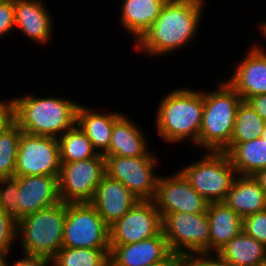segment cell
Here are the masks:
<instances>
[{
    "instance_id": "2e32d148",
    "label": "cell",
    "mask_w": 266,
    "mask_h": 266,
    "mask_svg": "<svg viewBox=\"0 0 266 266\" xmlns=\"http://www.w3.org/2000/svg\"><path fill=\"white\" fill-rule=\"evenodd\" d=\"M138 200L121 182L106 174L97 185L94 198L90 203L104 222L110 226L123 217Z\"/></svg>"
},
{
    "instance_id": "e575fe53",
    "label": "cell",
    "mask_w": 266,
    "mask_h": 266,
    "mask_svg": "<svg viewBox=\"0 0 266 266\" xmlns=\"http://www.w3.org/2000/svg\"><path fill=\"white\" fill-rule=\"evenodd\" d=\"M15 123L13 100L0 101V135Z\"/></svg>"
},
{
    "instance_id": "8fae6325",
    "label": "cell",
    "mask_w": 266,
    "mask_h": 266,
    "mask_svg": "<svg viewBox=\"0 0 266 266\" xmlns=\"http://www.w3.org/2000/svg\"><path fill=\"white\" fill-rule=\"evenodd\" d=\"M60 152L57 138L22 133L16 156L14 176L60 174Z\"/></svg>"
},
{
    "instance_id": "8992f818",
    "label": "cell",
    "mask_w": 266,
    "mask_h": 266,
    "mask_svg": "<svg viewBox=\"0 0 266 266\" xmlns=\"http://www.w3.org/2000/svg\"><path fill=\"white\" fill-rule=\"evenodd\" d=\"M202 159L179 171L209 203L223 202L237 176L226 152L206 151Z\"/></svg>"
},
{
    "instance_id": "836d02e7",
    "label": "cell",
    "mask_w": 266,
    "mask_h": 266,
    "mask_svg": "<svg viewBox=\"0 0 266 266\" xmlns=\"http://www.w3.org/2000/svg\"><path fill=\"white\" fill-rule=\"evenodd\" d=\"M214 256L207 253L189 255V266H232L224 261L218 254Z\"/></svg>"
},
{
    "instance_id": "ba28073f",
    "label": "cell",
    "mask_w": 266,
    "mask_h": 266,
    "mask_svg": "<svg viewBox=\"0 0 266 266\" xmlns=\"http://www.w3.org/2000/svg\"><path fill=\"white\" fill-rule=\"evenodd\" d=\"M63 247L110 249L109 226L90 202L67 203Z\"/></svg>"
},
{
    "instance_id": "9c48e42d",
    "label": "cell",
    "mask_w": 266,
    "mask_h": 266,
    "mask_svg": "<svg viewBox=\"0 0 266 266\" xmlns=\"http://www.w3.org/2000/svg\"><path fill=\"white\" fill-rule=\"evenodd\" d=\"M105 175L106 161L101 154L91 159L61 163L58 177L61 202H91Z\"/></svg>"
},
{
    "instance_id": "83f0119b",
    "label": "cell",
    "mask_w": 266,
    "mask_h": 266,
    "mask_svg": "<svg viewBox=\"0 0 266 266\" xmlns=\"http://www.w3.org/2000/svg\"><path fill=\"white\" fill-rule=\"evenodd\" d=\"M266 122L247 101H242L237 109L230 143L251 141L260 137Z\"/></svg>"
},
{
    "instance_id": "e0dca14e",
    "label": "cell",
    "mask_w": 266,
    "mask_h": 266,
    "mask_svg": "<svg viewBox=\"0 0 266 266\" xmlns=\"http://www.w3.org/2000/svg\"><path fill=\"white\" fill-rule=\"evenodd\" d=\"M227 82L241 96L243 101L249 98L266 94V54L249 48Z\"/></svg>"
},
{
    "instance_id": "f35d334b",
    "label": "cell",
    "mask_w": 266,
    "mask_h": 266,
    "mask_svg": "<svg viewBox=\"0 0 266 266\" xmlns=\"http://www.w3.org/2000/svg\"><path fill=\"white\" fill-rule=\"evenodd\" d=\"M253 176L258 181L260 187L264 190V194L266 195V168L259 170Z\"/></svg>"
},
{
    "instance_id": "603a6c76",
    "label": "cell",
    "mask_w": 266,
    "mask_h": 266,
    "mask_svg": "<svg viewBox=\"0 0 266 266\" xmlns=\"http://www.w3.org/2000/svg\"><path fill=\"white\" fill-rule=\"evenodd\" d=\"M167 0H122L120 24L135 39L143 36L158 18Z\"/></svg>"
},
{
    "instance_id": "b9f144b4",
    "label": "cell",
    "mask_w": 266,
    "mask_h": 266,
    "mask_svg": "<svg viewBox=\"0 0 266 266\" xmlns=\"http://www.w3.org/2000/svg\"><path fill=\"white\" fill-rule=\"evenodd\" d=\"M260 137H261L262 139L266 140V124H265V126H264V130H263V132H262V134H261Z\"/></svg>"
},
{
    "instance_id": "9a60e30c",
    "label": "cell",
    "mask_w": 266,
    "mask_h": 266,
    "mask_svg": "<svg viewBox=\"0 0 266 266\" xmlns=\"http://www.w3.org/2000/svg\"><path fill=\"white\" fill-rule=\"evenodd\" d=\"M171 253L163 231L127 245H110L109 266H150Z\"/></svg>"
},
{
    "instance_id": "7c38bea8",
    "label": "cell",
    "mask_w": 266,
    "mask_h": 266,
    "mask_svg": "<svg viewBox=\"0 0 266 266\" xmlns=\"http://www.w3.org/2000/svg\"><path fill=\"white\" fill-rule=\"evenodd\" d=\"M162 217L153 200H138L120 219L109 226V245H127L159 235Z\"/></svg>"
},
{
    "instance_id": "ffe728a7",
    "label": "cell",
    "mask_w": 266,
    "mask_h": 266,
    "mask_svg": "<svg viewBox=\"0 0 266 266\" xmlns=\"http://www.w3.org/2000/svg\"><path fill=\"white\" fill-rule=\"evenodd\" d=\"M223 203L241 218L266 209V195L252 175H237Z\"/></svg>"
},
{
    "instance_id": "7402d4cb",
    "label": "cell",
    "mask_w": 266,
    "mask_h": 266,
    "mask_svg": "<svg viewBox=\"0 0 266 266\" xmlns=\"http://www.w3.org/2000/svg\"><path fill=\"white\" fill-rule=\"evenodd\" d=\"M207 215L210 225V254L214 255L243 231L242 218L223 202L209 203Z\"/></svg>"
},
{
    "instance_id": "74e56055",
    "label": "cell",
    "mask_w": 266,
    "mask_h": 266,
    "mask_svg": "<svg viewBox=\"0 0 266 266\" xmlns=\"http://www.w3.org/2000/svg\"><path fill=\"white\" fill-rule=\"evenodd\" d=\"M247 102L266 122V94L253 96Z\"/></svg>"
},
{
    "instance_id": "f1b7e54d",
    "label": "cell",
    "mask_w": 266,
    "mask_h": 266,
    "mask_svg": "<svg viewBox=\"0 0 266 266\" xmlns=\"http://www.w3.org/2000/svg\"><path fill=\"white\" fill-rule=\"evenodd\" d=\"M23 131L14 123L0 135V178L15 175L16 156Z\"/></svg>"
},
{
    "instance_id": "d590c367",
    "label": "cell",
    "mask_w": 266,
    "mask_h": 266,
    "mask_svg": "<svg viewBox=\"0 0 266 266\" xmlns=\"http://www.w3.org/2000/svg\"><path fill=\"white\" fill-rule=\"evenodd\" d=\"M150 266H189V255L180 252H171L163 260Z\"/></svg>"
},
{
    "instance_id": "5bb4252c",
    "label": "cell",
    "mask_w": 266,
    "mask_h": 266,
    "mask_svg": "<svg viewBox=\"0 0 266 266\" xmlns=\"http://www.w3.org/2000/svg\"><path fill=\"white\" fill-rule=\"evenodd\" d=\"M19 180L17 221L59 202V176H14Z\"/></svg>"
},
{
    "instance_id": "f546056e",
    "label": "cell",
    "mask_w": 266,
    "mask_h": 266,
    "mask_svg": "<svg viewBox=\"0 0 266 266\" xmlns=\"http://www.w3.org/2000/svg\"><path fill=\"white\" fill-rule=\"evenodd\" d=\"M19 180L17 177L0 178V209L17 221Z\"/></svg>"
},
{
    "instance_id": "ac0fdd59",
    "label": "cell",
    "mask_w": 266,
    "mask_h": 266,
    "mask_svg": "<svg viewBox=\"0 0 266 266\" xmlns=\"http://www.w3.org/2000/svg\"><path fill=\"white\" fill-rule=\"evenodd\" d=\"M15 28L38 44L49 43L53 31L52 16L42 0H14Z\"/></svg>"
},
{
    "instance_id": "ab89813d",
    "label": "cell",
    "mask_w": 266,
    "mask_h": 266,
    "mask_svg": "<svg viewBox=\"0 0 266 266\" xmlns=\"http://www.w3.org/2000/svg\"><path fill=\"white\" fill-rule=\"evenodd\" d=\"M259 28H260V31H261L260 33H262V36H264V39H266V22L260 24ZM253 47L257 51L266 54V50L263 49L264 47H260L259 45H256V44H254Z\"/></svg>"
},
{
    "instance_id": "30bf717a",
    "label": "cell",
    "mask_w": 266,
    "mask_h": 266,
    "mask_svg": "<svg viewBox=\"0 0 266 266\" xmlns=\"http://www.w3.org/2000/svg\"><path fill=\"white\" fill-rule=\"evenodd\" d=\"M104 157L109 177L121 182L139 200H153L160 177L155 172V156Z\"/></svg>"
},
{
    "instance_id": "5b68a950",
    "label": "cell",
    "mask_w": 266,
    "mask_h": 266,
    "mask_svg": "<svg viewBox=\"0 0 266 266\" xmlns=\"http://www.w3.org/2000/svg\"><path fill=\"white\" fill-rule=\"evenodd\" d=\"M67 203L59 202L17 221L23 254L52 259L63 247Z\"/></svg>"
},
{
    "instance_id": "277c9868",
    "label": "cell",
    "mask_w": 266,
    "mask_h": 266,
    "mask_svg": "<svg viewBox=\"0 0 266 266\" xmlns=\"http://www.w3.org/2000/svg\"><path fill=\"white\" fill-rule=\"evenodd\" d=\"M218 84L215 91L204 93V111L196 146L205 151L225 152L230 147L237 109L243 100L227 81Z\"/></svg>"
},
{
    "instance_id": "4316f807",
    "label": "cell",
    "mask_w": 266,
    "mask_h": 266,
    "mask_svg": "<svg viewBox=\"0 0 266 266\" xmlns=\"http://www.w3.org/2000/svg\"><path fill=\"white\" fill-rule=\"evenodd\" d=\"M110 249H62L51 259L52 266H109Z\"/></svg>"
},
{
    "instance_id": "484cf974",
    "label": "cell",
    "mask_w": 266,
    "mask_h": 266,
    "mask_svg": "<svg viewBox=\"0 0 266 266\" xmlns=\"http://www.w3.org/2000/svg\"><path fill=\"white\" fill-rule=\"evenodd\" d=\"M58 142L61 163L91 159L98 155L92 142L77 124L64 131Z\"/></svg>"
},
{
    "instance_id": "44dd1931",
    "label": "cell",
    "mask_w": 266,
    "mask_h": 266,
    "mask_svg": "<svg viewBox=\"0 0 266 266\" xmlns=\"http://www.w3.org/2000/svg\"><path fill=\"white\" fill-rule=\"evenodd\" d=\"M123 115L120 112L98 113L95 109L78 105L76 124L87 135L98 154L104 155L111 142L114 123Z\"/></svg>"
},
{
    "instance_id": "d6986e66",
    "label": "cell",
    "mask_w": 266,
    "mask_h": 266,
    "mask_svg": "<svg viewBox=\"0 0 266 266\" xmlns=\"http://www.w3.org/2000/svg\"><path fill=\"white\" fill-rule=\"evenodd\" d=\"M134 121L124 114L114 123L108 151L103 156H154L145 135Z\"/></svg>"
},
{
    "instance_id": "d4e9b609",
    "label": "cell",
    "mask_w": 266,
    "mask_h": 266,
    "mask_svg": "<svg viewBox=\"0 0 266 266\" xmlns=\"http://www.w3.org/2000/svg\"><path fill=\"white\" fill-rule=\"evenodd\" d=\"M237 175H254L266 168V140L257 137L251 141L230 143L225 151Z\"/></svg>"
},
{
    "instance_id": "3957f363",
    "label": "cell",
    "mask_w": 266,
    "mask_h": 266,
    "mask_svg": "<svg viewBox=\"0 0 266 266\" xmlns=\"http://www.w3.org/2000/svg\"><path fill=\"white\" fill-rule=\"evenodd\" d=\"M12 100L15 124L24 133L58 139L76 124L77 102L53 96L36 98L32 94Z\"/></svg>"
},
{
    "instance_id": "4fadbf2b",
    "label": "cell",
    "mask_w": 266,
    "mask_h": 266,
    "mask_svg": "<svg viewBox=\"0 0 266 266\" xmlns=\"http://www.w3.org/2000/svg\"><path fill=\"white\" fill-rule=\"evenodd\" d=\"M153 202L162 218L175 212L205 213L209 205L178 169L173 176L160 175Z\"/></svg>"
},
{
    "instance_id": "6da1fadb",
    "label": "cell",
    "mask_w": 266,
    "mask_h": 266,
    "mask_svg": "<svg viewBox=\"0 0 266 266\" xmlns=\"http://www.w3.org/2000/svg\"><path fill=\"white\" fill-rule=\"evenodd\" d=\"M205 0H167L155 22L135 43L149 56L183 49L198 35Z\"/></svg>"
},
{
    "instance_id": "60d3db41",
    "label": "cell",
    "mask_w": 266,
    "mask_h": 266,
    "mask_svg": "<svg viewBox=\"0 0 266 266\" xmlns=\"http://www.w3.org/2000/svg\"><path fill=\"white\" fill-rule=\"evenodd\" d=\"M9 253L5 252V251H1L0 250V266H6L7 264V256L9 258L10 255H8Z\"/></svg>"
},
{
    "instance_id": "d6a6232c",
    "label": "cell",
    "mask_w": 266,
    "mask_h": 266,
    "mask_svg": "<svg viewBox=\"0 0 266 266\" xmlns=\"http://www.w3.org/2000/svg\"><path fill=\"white\" fill-rule=\"evenodd\" d=\"M15 28L14 0H2L0 3V38Z\"/></svg>"
},
{
    "instance_id": "4dcf8cb0",
    "label": "cell",
    "mask_w": 266,
    "mask_h": 266,
    "mask_svg": "<svg viewBox=\"0 0 266 266\" xmlns=\"http://www.w3.org/2000/svg\"><path fill=\"white\" fill-rule=\"evenodd\" d=\"M243 232L266 246V209L242 218Z\"/></svg>"
},
{
    "instance_id": "7a4b0ae2",
    "label": "cell",
    "mask_w": 266,
    "mask_h": 266,
    "mask_svg": "<svg viewBox=\"0 0 266 266\" xmlns=\"http://www.w3.org/2000/svg\"><path fill=\"white\" fill-rule=\"evenodd\" d=\"M160 101L155 125L161 139L174 144L189 138L188 141L196 144L204 111V91L174 89Z\"/></svg>"
},
{
    "instance_id": "8d00e7d4",
    "label": "cell",
    "mask_w": 266,
    "mask_h": 266,
    "mask_svg": "<svg viewBox=\"0 0 266 266\" xmlns=\"http://www.w3.org/2000/svg\"><path fill=\"white\" fill-rule=\"evenodd\" d=\"M51 260L41 256H30L23 255V258H20L17 261L7 263L6 266H50Z\"/></svg>"
},
{
    "instance_id": "1f68e13d",
    "label": "cell",
    "mask_w": 266,
    "mask_h": 266,
    "mask_svg": "<svg viewBox=\"0 0 266 266\" xmlns=\"http://www.w3.org/2000/svg\"><path fill=\"white\" fill-rule=\"evenodd\" d=\"M17 232V221L9 213L0 209V250L10 253ZM13 244V245H12Z\"/></svg>"
},
{
    "instance_id": "52a82bcc",
    "label": "cell",
    "mask_w": 266,
    "mask_h": 266,
    "mask_svg": "<svg viewBox=\"0 0 266 266\" xmlns=\"http://www.w3.org/2000/svg\"><path fill=\"white\" fill-rule=\"evenodd\" d=\"M162 231L171 252L210 254V225L207 212H175L162 218Z\"/></svg>"
},
{
    "instance_id": "cb8c5ba5",
    "label": "cell",
    "mask_w": 266,
    "mask_h": 266,
    "mask_svg": "<svg viewBox=\"0 0 266 266\" xmlns=\"http://www.w3.org/2000/svg\"><path fill=\"white\" fill-rule=\"evenodd\" d=\"M232 266H265L266 246L243 231L217 253Z\"/></svg>"
}]
</instances>
